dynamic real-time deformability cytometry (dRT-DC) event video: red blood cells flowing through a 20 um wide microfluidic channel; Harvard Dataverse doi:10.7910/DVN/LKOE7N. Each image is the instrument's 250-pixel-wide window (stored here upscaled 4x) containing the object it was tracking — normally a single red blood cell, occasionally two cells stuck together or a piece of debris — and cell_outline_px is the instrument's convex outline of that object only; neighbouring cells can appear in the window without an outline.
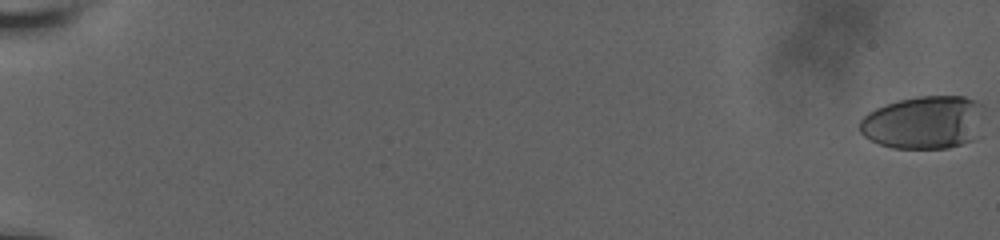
{"species": "human", "species_latin": "Homo sapiens", "temperature_condition": "room temperature", "stored_images_in_passage": 60, "camera_frame_rate_fps": 3000, "um_per_image_px": 0.085, "donor": {"sex": "male"}, "frame": {"image": 1, "passage_image": 1, "time_ms": 0.0, "image_size_px": [1000, 240], "cell_outline_px": [[984, 104], [972, 140], [948, 148], [892, 148], [880, 144], [864, 136], [860, 132], [860, 120], [868, 112], [876, 108], [900, 100], [916, 96], [964, 96], [976, 100]], "centroid_in_image_um": [78.49, 10.39], "position_along_channel_um": 6.5, "area_um2": 38.03}}
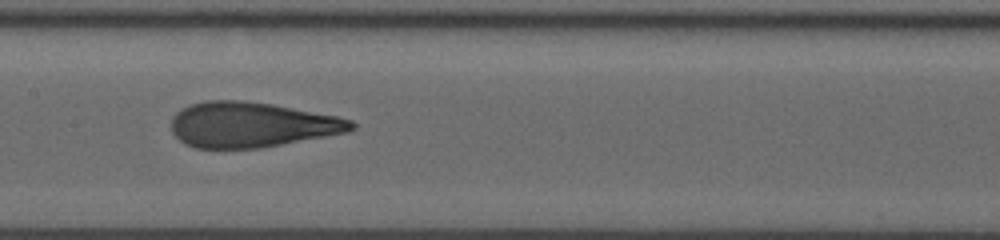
{"frame": {"image": 2, "passage_image": 34, "time_ms": 11.0, "image_size_px": [1000, 240], "cell_outline_px": [[356, 128], [348, 132], [260, 148], [196, 148], [184, 144], [172, 132], [172, 116], [180, 108], [204, 100], [244, 100], [272, 104], [336, 116], [352, 120], [356, 124]], "centroid_in_image_um": [21.36, 10.59], "position_along_channel_um": 186.0, "area_um2": 47.51}}
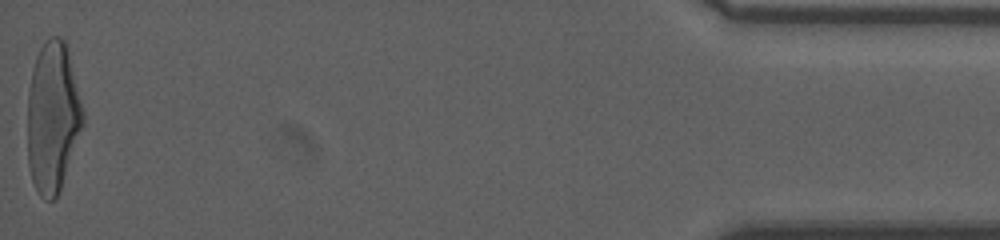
{"frame": {"image": 3, "passage_image": 60, "time_ms": 19.667, "image_size_px": [1000, 240], "cell_outline_px": [[84, 124], [60, 188], [56, 196], [52, 200], [44, 200], [40, 196], [32, 180], [28, 164], [28, 92], [32, 68], [36, 56], [40, 48], [52, 36], [60, 36], [64, 40], [68, 52], [84, 112]], "centroid_in_image_um": [4.47, 9.96], "position_along_channel_um": 430.7, "area_um2": 48.21}, "authors_computed_cell_mechanics": {"area_um2": 46.4712, "velocity_mm_per_s": 3.81, "shape_relaxation_time_tau1_ms": 5.9077, "shape_relaxation_time_tau2_ms": 1.0594, "deformation_change_tau1": 0.247, "deformation_change_tau2": 0.1032}}